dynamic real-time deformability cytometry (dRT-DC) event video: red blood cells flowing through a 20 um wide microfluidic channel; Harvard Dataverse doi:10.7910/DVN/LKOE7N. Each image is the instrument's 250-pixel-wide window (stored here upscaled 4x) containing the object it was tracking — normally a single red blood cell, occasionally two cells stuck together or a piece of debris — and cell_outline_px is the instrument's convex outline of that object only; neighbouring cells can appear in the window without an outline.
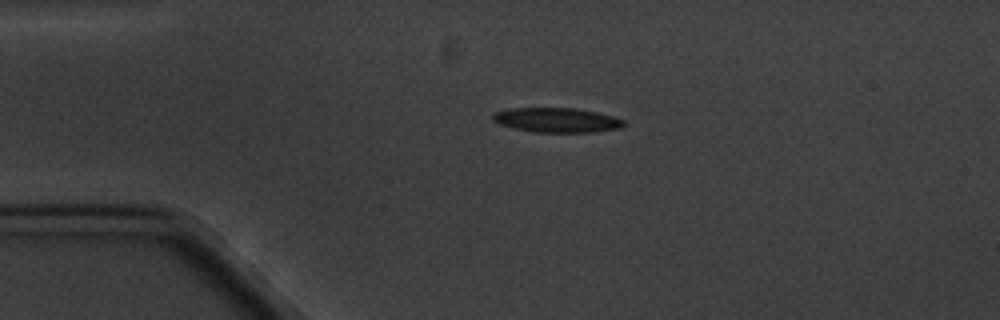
{"species": "common noctule bat (a hibernating species)", "species_latin": "Nyctalus noctula", "temperature_condition": "cold", "stored_images_in_passage": 3, "camera_frame_rate_fps": 3000, "um_per_image_px": 0.085, "animal": {"sex": "male", "body_mass_g": 20.1, "forearm_length_mm": 53.5}, "frame": {"image": 1, "passage_image": 2, "time_ms": 1.333, "image_size_px": [1000, 320], "cell_outline_px": [[624, 124], [620, 128], [592, 132], [536, 132], [516, 128], [500, 124], [492, 120], [492, 116], [496, 112], [508, 108], [576, 108], [596, 112], [612, 116], [624, 120]], "centroid_in_image_um": [47.32, 10.2], "position_along_channel_um": 37.7, "area_um2": 18.55}}